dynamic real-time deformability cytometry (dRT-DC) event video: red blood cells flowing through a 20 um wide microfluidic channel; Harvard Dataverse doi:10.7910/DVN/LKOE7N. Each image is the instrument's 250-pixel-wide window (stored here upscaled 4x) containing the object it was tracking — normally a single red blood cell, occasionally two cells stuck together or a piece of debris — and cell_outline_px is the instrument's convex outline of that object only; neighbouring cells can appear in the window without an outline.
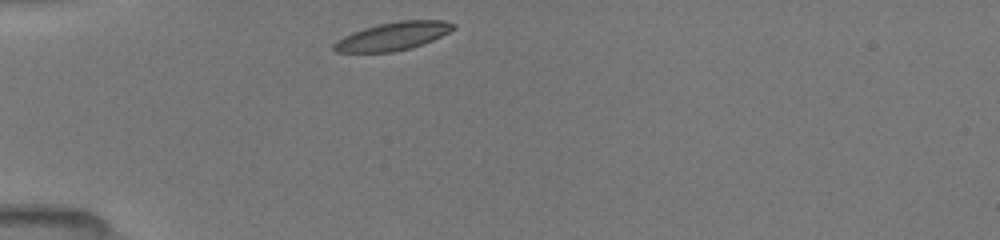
{"species": "common noctule bat (a hibernating species)", "species_latin": "Nyctalus noctula", "temperature_condition": "room temperature", "stored_images_in_passage": 33, "camera_frame_rate_fps": 3000, "um_per_image_px": 0.085, "animal": {"sex": "female", "body_mass_g": 19.5, "forearm_length_mm": 54.1}, "frame": {"image": 1, "passage_image": 1, "time_ms": 0.0, "image_size_px": [1000, 240], "cell_outline_px": [[456, 28], [432, 40], [412, 48], [392, 52], [336, 52], [332, 48], [332, 44], [336, 40], [352, 32], [364, 28], [380, 24], [400, 20], [444, 20], [456, 24]], "centroid_in_image_um": [33.39, 3.08], "position_along_channel_um": 51.6, "area_um2": 19.54}}
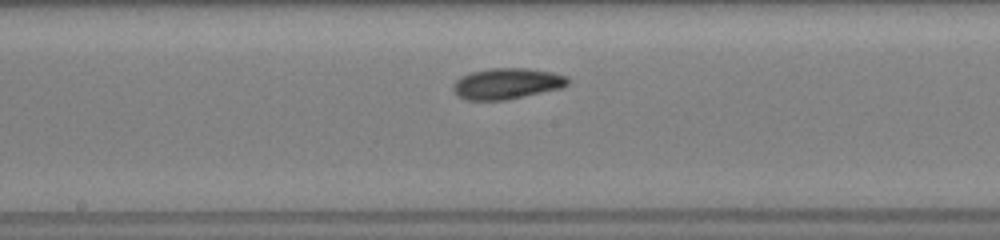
{"frame": {"image": 2, "passage_image": 14, "time_ms": 4.333, "image_size_px": [1000, 240], "cell_outline_px": [[568, 84], [560, 88], [524, 96], [504, 100], [464, 100], [452, 92], [452, 84], [460, 76], [472, 72], [492, 68], [524, 68], [552, 72], [568, 76]], "centroid_in_image_um": [43.03, 7.11], "position_along_channel_um": 205.2, "area_um2": 20.69}}
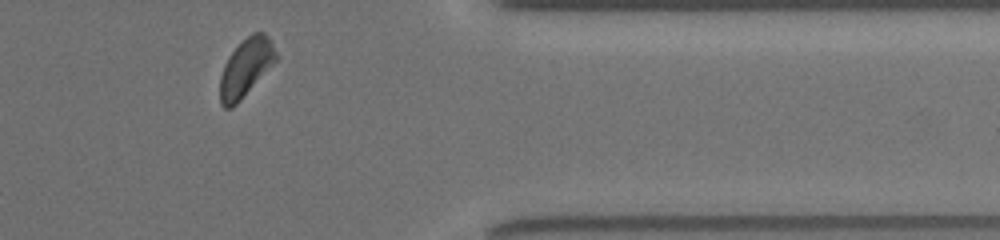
{"frame": {"image": 3, "passage_image": 29, "time_ms": 9.333, "image_size_px": [1000, 240], "cell_outline_px": [[280, 56], [240, 100], [232, 108], [224, 108], [220, 104], [220, 76], [224, 64], [228, 56], [252, 32], [264, 32], [272, 40]], "centroid_in_image_um": [20.92, 5.73], "position_along_channel_um": 390.5, "area_um2": 18.84}, "authors_computed_cell_mechanics": {"area_um2": 19.5364, "velocity_mm_per_s": 3.9869, "shape_relaxation_time_tau1_ms": 2.1602, "shape_relaxation_time_tau2_ms": 2.8723, "deformation_change_tau1": 0.1055, "deformation_change_tau2": 0.0843}}